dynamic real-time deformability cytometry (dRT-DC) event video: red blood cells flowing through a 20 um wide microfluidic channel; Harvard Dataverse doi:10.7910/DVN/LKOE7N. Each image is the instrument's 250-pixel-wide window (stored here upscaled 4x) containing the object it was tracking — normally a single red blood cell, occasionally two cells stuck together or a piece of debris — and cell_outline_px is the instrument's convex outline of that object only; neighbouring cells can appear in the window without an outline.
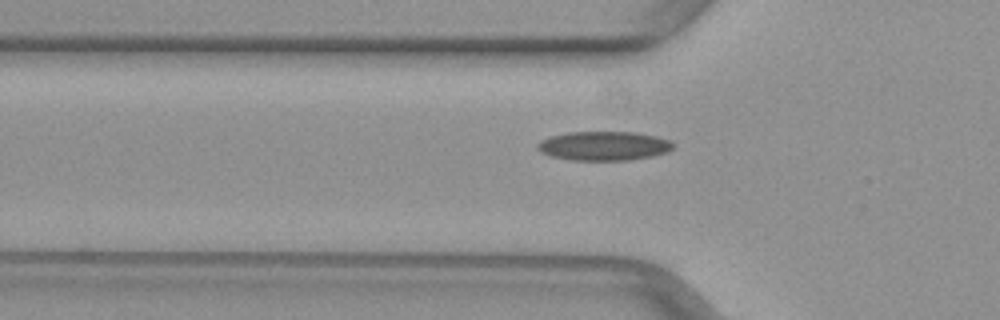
{"species": "common noctule bat (a hibernating species)", "species_latin": "Nyctalus noctula", "temperature_condition": "warm", "stored_images_in_passage": 31, "camera_frame_rate_fps": 3000, "um_per_image_px": 0.085, "animal": {"sex": "female", "body_mass_g": 29.2, "forearm_length_mm": 56.3}, "frame": {"image": 1, "passage_image": 4, "time_ms": 1.0, "image_size_px": [1000, 320], "cell_outline_px": [[676, 144], [668, 152], [652, 156], [628, 160], [572, 160], [552, 156], [540, 152], [536, 148], [536, 144], [540, 140], [552, 136], [568, 132], [636, 132], [656, 136], [672, 140]], "centroid_in_image_um": [51.35, 12.39], "position_along_channel_um": 74.4, "area_um2": 23.18}}
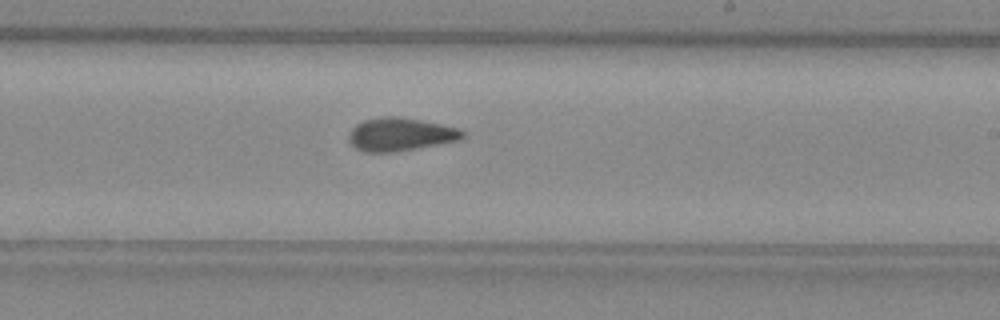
{"frame": {"image": 2, "passage_image": 17, "time_ms": 5.333, "image_size_px": [1000, 320], "cell_outline_px": [[464, 136], [460, 140], [396, 152], [364, 152], [356, 148], [348, 140], [348, 136], [352, 128], [356, 124], [364, 120], [384, 116], [396, 116], [420, 120], [460, 128], [464, 132]], "centroid_in_image_um": [34.02, 11.42], "position_along_channel_um": 255.0, "area_um2": 21.96}}
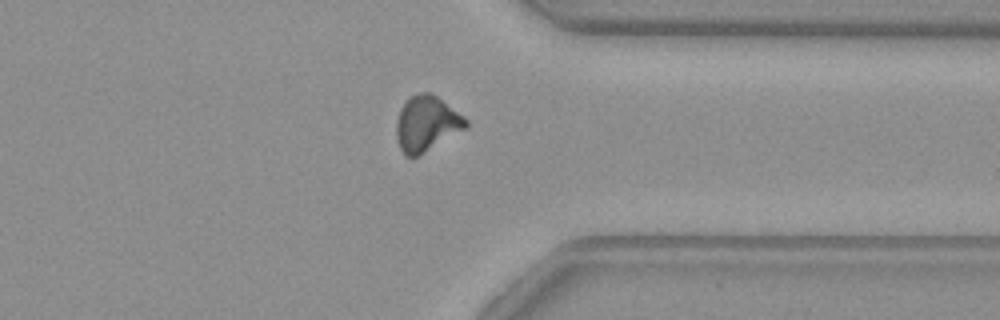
{"frame": {"image": 3, "passage_image": 26, "time_ms": 8.333, "image_size_px": [1000, 320], "cell_outline_px": [[468, 124], [464, 128], [416, 156], [404, 156], [400, 148], [396, 136], [396, 120], [400, 108], [416, 92], [432, 92], [464, 116], [468, 120]], "centroid_in_image_um": [36.22, 10.46], "position_along_channel_um": 375.2, "area_um2": 21.96}}